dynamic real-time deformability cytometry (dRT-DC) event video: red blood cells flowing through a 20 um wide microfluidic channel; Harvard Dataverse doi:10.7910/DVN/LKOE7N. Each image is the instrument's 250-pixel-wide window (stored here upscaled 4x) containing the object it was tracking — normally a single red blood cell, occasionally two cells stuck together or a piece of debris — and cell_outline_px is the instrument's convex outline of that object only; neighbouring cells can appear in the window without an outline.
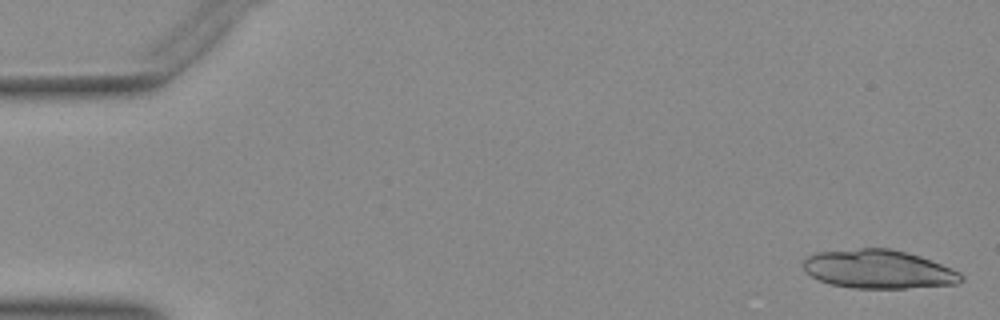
{"species": "Egyptian fruit bat (a non-hibernating species)", "species_latin": "Rousettus aegyptiacus", "temperature_condition": "warm", "stored_images_in_passage": 19, "camera_frame_rate_fps": 3000, "um_per_image_px": 0.085, "animal": {"sex": "female"}, "frame": {"image": 1, "passage_image": 1, "time_ms": 0.0, "image_size_px": [1000, 320], "cell_outline_px": [[964, 280], [960, 284], [904, 288], [852, 288], [832, 284], [820, 280], [812, 276], [804, 268], [804, 260], [808, 256], [816, 252], [860, 248], [888, 248], [908, 252], [920, 256], [952, 268], [960, 272], [964, 276]], "centroid_in_image_um": [74.73, 22.88], "position_along_channel_um": 10.3, "area_um2": 35.6}}